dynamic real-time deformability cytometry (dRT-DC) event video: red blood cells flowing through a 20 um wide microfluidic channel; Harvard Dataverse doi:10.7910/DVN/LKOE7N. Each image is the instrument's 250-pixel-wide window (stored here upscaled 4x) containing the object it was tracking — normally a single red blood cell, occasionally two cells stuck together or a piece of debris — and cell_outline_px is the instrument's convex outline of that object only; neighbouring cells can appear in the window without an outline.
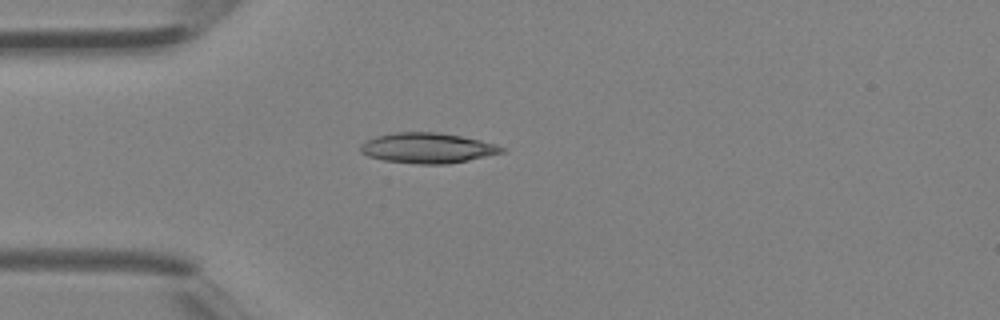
{"species": "Egyptian fruit bat (a non-hibernating species)", "species_latin": "Rousettus aegyptiacus", "temperature_condition": "room temperature", "stored_images_in_passage": 3, "camera_frame_rate_fps": 3000, "um_per_image_px": 0.085, "animal": {"sex": "female"}, "frame": {"image": 1, "passage_image": 3, "time_ms": 0.667, "image_size_px": [1000, 320], "cell_outline_px": [[504, 152], [468, 160], [448, 164], [420, 164], [384, 160], [368, 156], [360, 152], [360, 144], [376, 136], [396, 132], [436, 132], [460, 136], [480, 140], [496, 144], [504, 148]], "centroid_in_image_um": [36.32, 12.58], "position_along_channel_um": 48.7, "area_um2": 24.74}}